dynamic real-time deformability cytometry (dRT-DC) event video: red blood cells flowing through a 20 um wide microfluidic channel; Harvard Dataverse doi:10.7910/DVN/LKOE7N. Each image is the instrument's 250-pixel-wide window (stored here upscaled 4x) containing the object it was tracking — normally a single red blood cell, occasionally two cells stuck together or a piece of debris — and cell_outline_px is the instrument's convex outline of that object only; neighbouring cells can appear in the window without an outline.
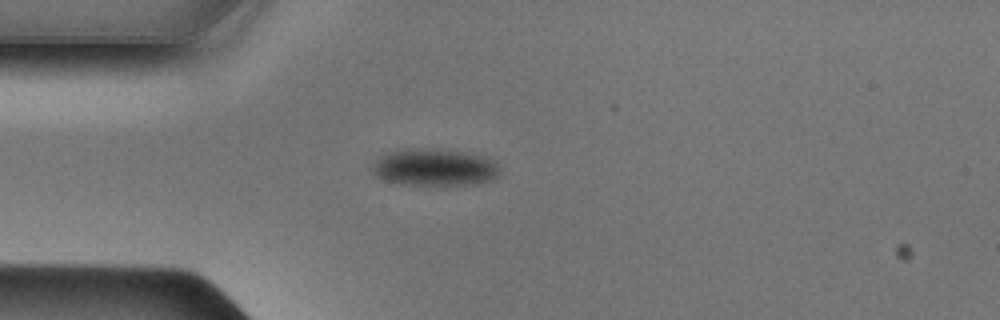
{"species": "Egyptian fruit bat (a non-hibernating species)", "species_latin": "Rousettus aegyptiacus", "temperature_condition": "cold", "stored_images_in_passage": 47, "camera_frame_rate_fps": 3000, "um_per_image_px": 0.085, "animal": {"sex": "male"}, "frame": {"image": 1, "passage_image": 11, "time_ms": 3.333, "image_size_px": [1000, 320], "cell_outline_px": [[500, 176], [492, 180], [476, 184], [408, 184], [388, 180], [376, 176], [372, 172], [372, 164], [376, 156], [384, 152], [396, 148], [440, 148], [480, 156], [492, 160], [500, 168]], "centroid_in_image_um": [36.88, 14.19], "position_along_channel_um": 48.1, "area_um2": 27.8}}
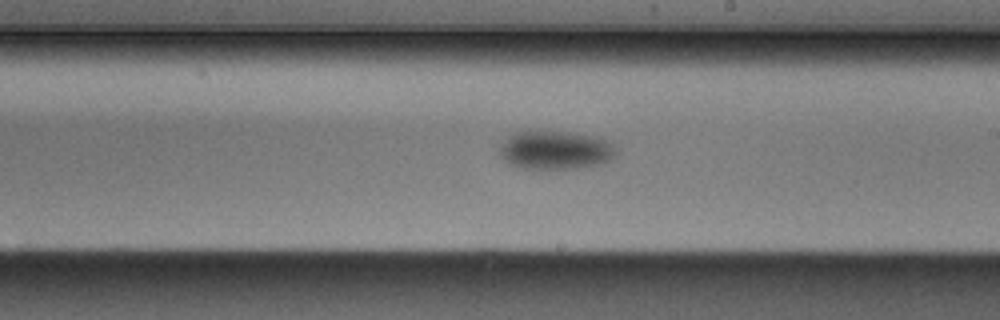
{"frame": {"image": 2, "passage_image": 26, "time_ms": 8.333, "image_size_px": [1000, 320], "cell_outline_px": [[620, 152], [612, 160], [600, 164], [576, 168], [520, 168], [508, 164], [500, 156], [500, 144], [508, 136], [516, 132], [576, 132], [608, 140]], "centroid_in_image_um": [47.25, 12.76], "position_along_channel_um": 241.8, "area_um2": 26.3}}
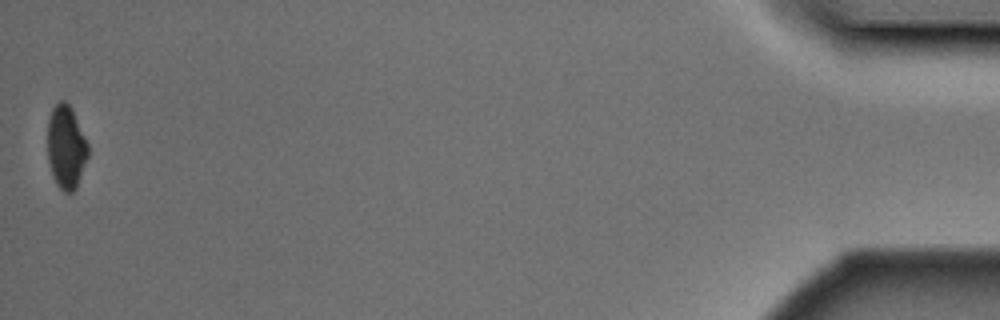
{"frame": {"image": 3, "passage_image": 47, "time_ms": 15.333, "image_size_px": [1000, 320], "cell_outline_px": [[88, 156], [76, 188], [72, 192], [64, 192], [56, 184], [52, 176], [48, 160], [48, 120], [52, 108], [60, 100], [64, 100], [72, 108], [88, 144]], "centroid_in_image_um": [5.61, 12.5], "position_along_channel_um": 429.6, "area_um2": 19.65}}